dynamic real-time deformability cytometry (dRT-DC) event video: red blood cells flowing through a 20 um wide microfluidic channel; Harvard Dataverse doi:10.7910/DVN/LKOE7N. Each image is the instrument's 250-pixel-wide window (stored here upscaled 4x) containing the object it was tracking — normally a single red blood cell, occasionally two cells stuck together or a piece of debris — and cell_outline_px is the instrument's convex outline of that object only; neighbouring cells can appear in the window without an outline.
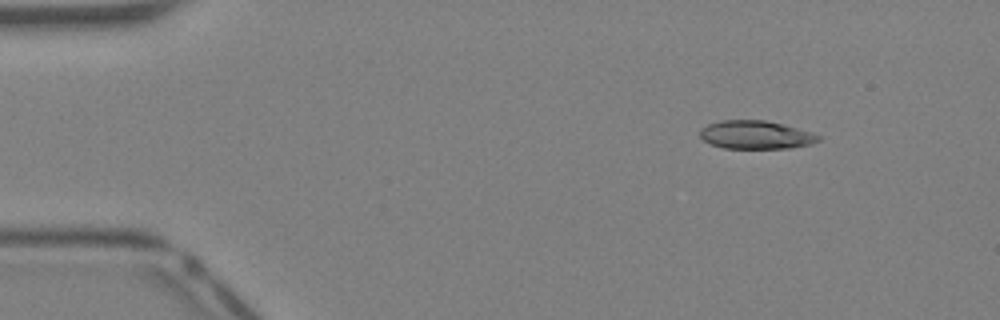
{"species": "Egyptian fruit bat (a non-hibernating species)", "species_latin": "Rousettus aegyptiacus", "temperature_condition": "warm", "stored_images_in_passage": 36, "camera_frame_rate_fps": 3000, "um_per_image_px": 0.085, "animal": {"sex": "female"}, "frame": {"image": 1, "passage_image": 1, "time_ms": 0.0, "image_size_px": [1000, 320], "cell_outline_px": [[820, 140], [812, 144], [788, 148], [724, 148], [712, 144], [704, 140], [700, 136], [700, 128], [708, 124], [720, 120], [764, 120], [784, 124], [820, 136]], "centroid_in_image_um": [64.21, 11.45], "position_along_channel_um": 20.8, "area_um2": 19.36}}
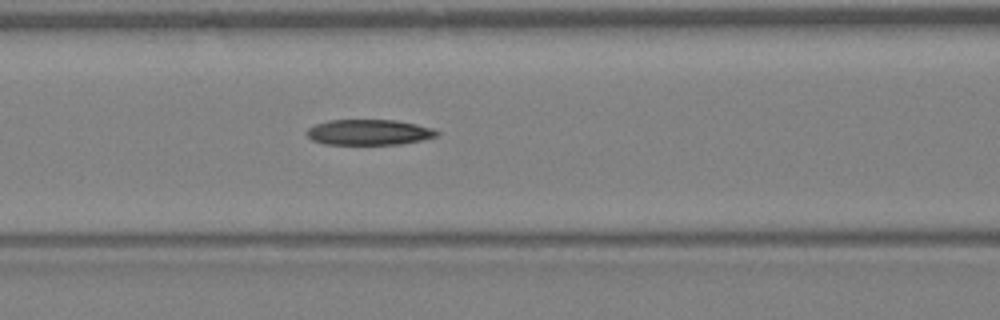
{"frame": {"image": 2, "passage_image": 13, "time_ms": 4.0, "image_size_px": [1000, 320], "cell_outline_px": [[440, 132], [436, 136], [420, 140], [400, 144], [324, 144], [312, 140], [308, 136], [308, 128], [316, 124], [328, 120], [396, 120], [416, 124], [432, 128]], "centroid_in_image_um": [31.36, 11.24], "position_along_channel_um": 135.2, "area_um2": 19.19}}
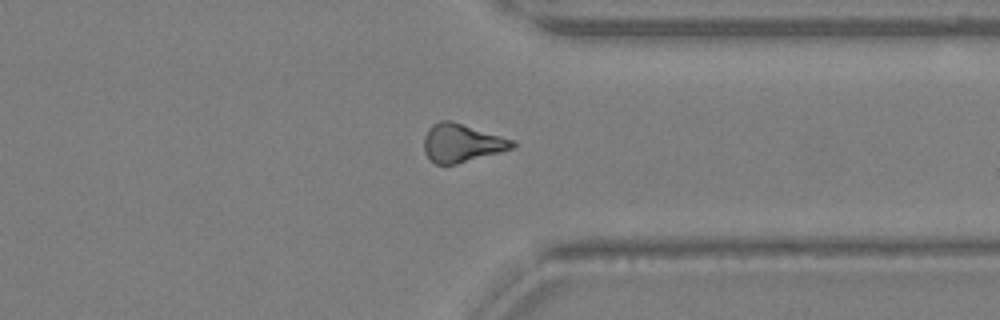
{"frame": {"image": 3, "passage_image": 27, "time_ms": 8.667, "image_size_px": [1000, 320], "cell_outline_px": [[516, 148], [456, 164], [436, 164], [424, 152], [424, 136], [428, 128], [432, 124], [440, 120], [452, 120], [512, 140], [516, 144]], "centroid_in_image_um": [39.24, 12.15], "position_along_channel_um": 372.2, "area_um2": 19.65}}